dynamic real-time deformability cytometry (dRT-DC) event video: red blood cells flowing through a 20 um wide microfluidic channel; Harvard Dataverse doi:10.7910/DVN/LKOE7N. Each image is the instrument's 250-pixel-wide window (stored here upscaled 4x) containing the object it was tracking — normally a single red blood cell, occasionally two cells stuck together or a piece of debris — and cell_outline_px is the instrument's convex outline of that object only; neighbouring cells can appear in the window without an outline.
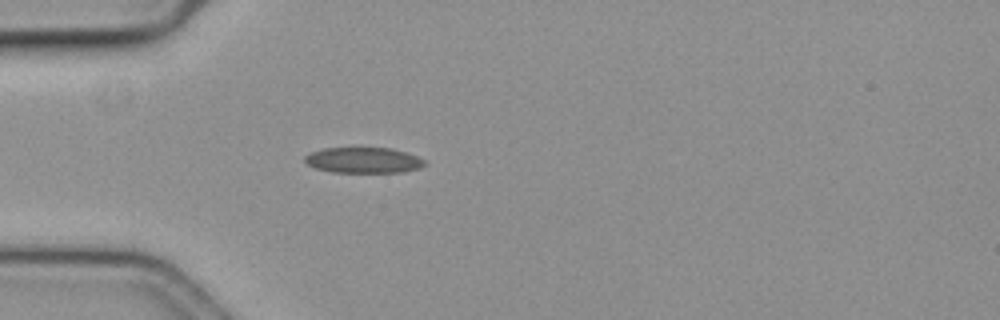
{"species": "common noctule bat (a hibernating species)", "species_latin": "Nyctalus noctula", "temperature_condition": "cold", "stored_images_in_passage": 42, "camera_frame_rate_fps": 3000, "um_per_image_px": 0.085, "animal": {"sex": "female", "body_mass_g": 19.3, "forearm_length_mm": 54.1}, "frame": {"image": 1, "passage_image": 1, "time_ms": 0.0, "image_size_px": [1000, 320], "cell_outline_px": [[428, 164], [420, 168], [400, 172], [332, 172], [316, 168], [308, 164], [304, 160], [304, 156], [312, 152], [324, 148], [392, 148], [416, 156], [424, 160]], "centroid_in_image_um": [30.9, 13.62], "position_along_channel_um": 54.1, "area_um2": 17.8}}
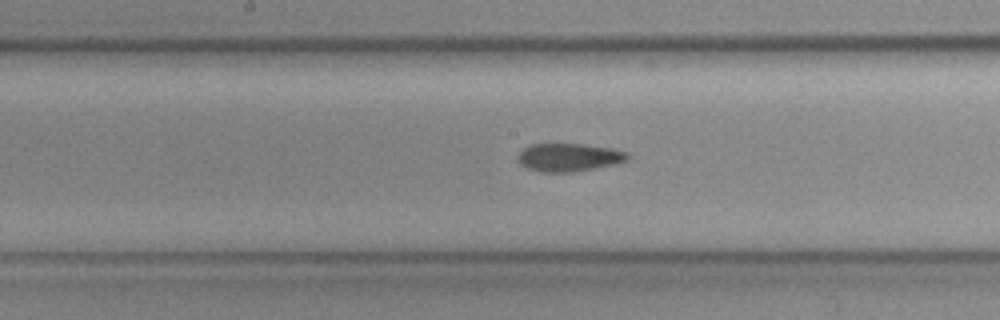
{"frame": {"image": 2, "passage_image": 14, "time_ms": 4.333, "image_size_px": [1000, 320], "cell_outline_px": [[632, 156], [628, 160], [616, 164], [572, 172], [544, 172], [528, 168], [520, 164], [520, 152], [524, 148], [532, 144], [584, 144], [612, 148], [628, 152]], "centroid_in_image_um": [48.44, 13.37], "position_along_channel_um": 199.8, "area_um2": 17.86}}
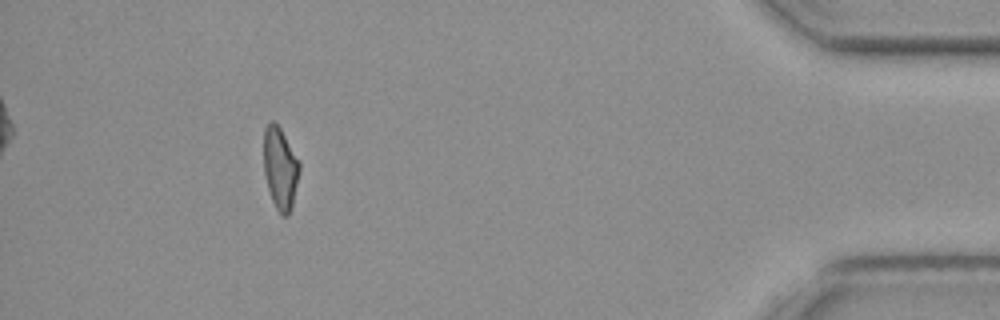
{"frame": {"image": 3, "passage_image": 37, "time_ms": 12.0, "image_size_px": [1000, 320], "cell_outline_px": [[300, 172], [292, 208], [288, 216], [280, 216], [272, 200], [268, 188], [264, 172], [264, 128], [272, 120], [280, 128], [300, 160]], "centroid_in_image_um": [23.84, 14.33], "position_along_channel_um": 411.4, "area_um2": 17.28}, "authors_computed_cell_mechanics": {"area_um2": 17.8313, "velocity_mm_per_s": 3.5723, "shape_relaxation_time_tau1_ms": null, "shape_relaxation_time_tau2_ms": 4.6434, "deformation_change_tau1": null, "deformation_change_tau2": 0.0819}}